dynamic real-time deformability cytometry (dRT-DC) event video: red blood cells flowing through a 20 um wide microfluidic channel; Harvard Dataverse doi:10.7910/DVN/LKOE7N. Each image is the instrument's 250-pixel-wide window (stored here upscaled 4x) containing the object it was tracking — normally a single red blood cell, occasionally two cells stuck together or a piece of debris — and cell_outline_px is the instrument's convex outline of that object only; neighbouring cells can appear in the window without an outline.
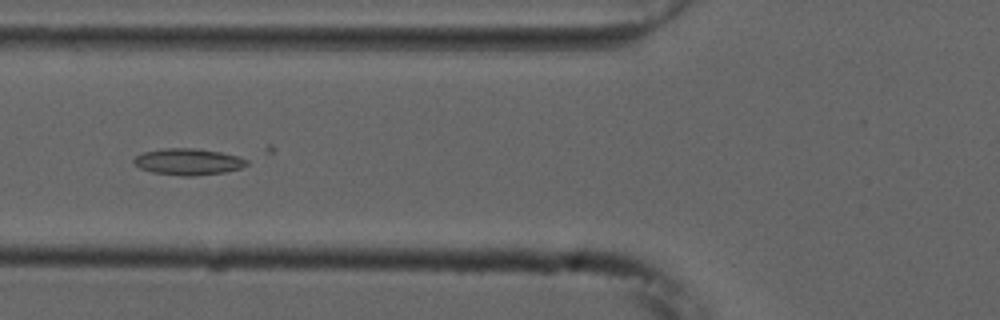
{"species": "common noctule bat (a hibernating species)", "species_latin": "Nyctalus noctula", "temperature_condition": "cold", "stored_images_in_passage": 26, "camera_frame_rate_fps": 3000, "um_per_image_px": 0.085, "animal": {"sex": "male", "forearm_length_mm": 52.5}, "frame": {"image": 1, "passage_image": 4, "time_ms": 1.0, "image_size_px": [1000, 320], "cell_outline_px": [[248, 164], [240, 168], [224, 172], [192, 176], [180, 176], [152, 172], [140, 168], [132, 160], [136, 156], [144, 152], [164, 148], [192, 148], [220, 152], [236, 156], [248, 160]], "centroid_in_image_um": [15.98, 13.75], "position_along_channel_um": 109.8, "area_um2": 17.22}}
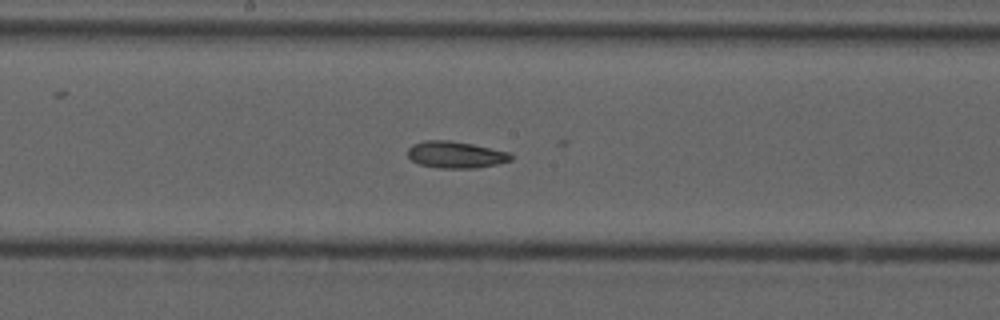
{"frame": {"image": 2, "passage_image": 12, "time_ms": 3.667, "image_size_px": [1000, 320], "cell_outline_px": [[512, 160], [496, 164], [476, 168], [440, 168], [420, 164], [412, 160], [408, 156], [408, 148], [412, 144], [424, 140], [448, 140], [472, 144], [508, 152], [512, 156]], "centroid_in_image_um": [38.71, 13.14], "position_along_channel_um": 209.5, "area_um2": 15.95}}
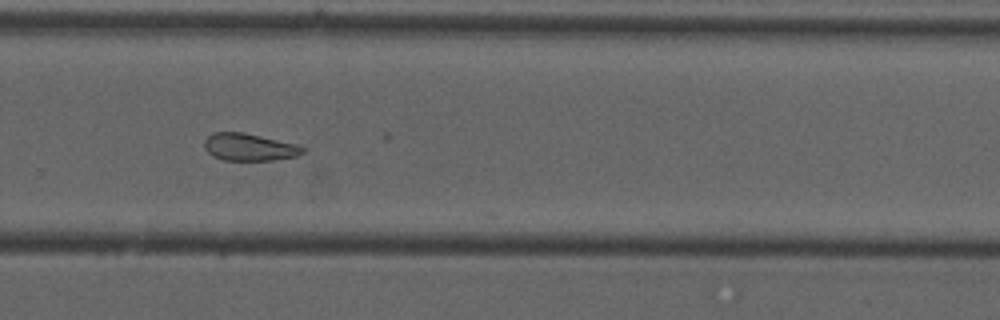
{"frame": {"image": 3, "passage_image": 20, "time_ms": 6.333, "image_size_px": [1000, 320], "cell_outline_px": [[304, 152], [296, 156], [272, 160], [224, 160], [212, 156], [204, 148], [204, 140], [212, 132], [244, 132], [296, 144], [304, 148]], "centroid_in_image_um": [21.14, 12.5], "position_along_channel_um": 308.7, "area_um2": 15.61}}